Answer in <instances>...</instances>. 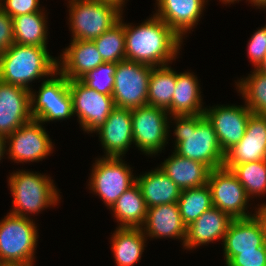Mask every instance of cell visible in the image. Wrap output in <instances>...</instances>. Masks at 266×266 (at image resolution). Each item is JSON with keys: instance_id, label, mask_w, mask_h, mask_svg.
I'll return each mask as SVG.
<instances>
[{"instance_id": "1", "label": "cell", "mask_w": 266, "mask_h": 266, "mask_svg": "<svg viewBox=\"0 0 266 266\" xmlns=\"http://www.w3.org/2000/svg\"><path fill=\"white\" fill-rule=\"evenodd\" d=\"M126 60L153 67L175 60L182 39L159 17L153 15L139 26L124 23Z\"/></svg>"}, {"instance_id": "2", "label": "cell", "mask_w": 266, "mask_h": 266, "mask_svg": "<svg viewBox=\"0 0 266 266\" xmlns=\"http://www.w3.org/2000/svg\"><path fill=\"white\" fill-rule=\"evenodd\" d=\"M176 123L174 152L205 164L210 170L223 167V152L212 124L204 114L170 116Z\"/></svg>"}, {"instance_id": "3", "label": "cell", "mask_w": 266, "mask_h": 266, "mask_svg": "<svg viewBox=\"0 0 266 266\" xmlns=\"http://www.w3.org/2000/svg\"><path fill=\"white\" fill-rule=\"evenodd\" d=\"M58 71V59L52 57L47 47L13 43L0 54V80L23 87L29 91L30 82Z\"/></svg>"}, {"instance_id": "4", "label": "cell", "mask_w": 266, "mask_h": 266, "mask_svg": "<svg viewBox=\"0 0 266 266\" xmlns=\"http://www.w3.org/2000/svg\"><path fill=\"white\" fill-rule=\"evenodd\" d=\"M8 181L13 196L10 214L28 217L29 213L37 214L59 201L60 195L49 176L19 170L12 173Z\"/></svg>"}, {"instance_id": "5", "label": "cell", "mask_w": 266, "mask_h": 266, "mask_svg": "<svg viewBox=\"0 0 266 266\" xmlns=\"http://www.w3.org/2000/svg\"><path fill=\"white\" fill-rule=\"evenodd\" d=\"M37 232L30 217L8 213L0 221V262L9 266L33 265Z\"/></svg>"}, {"instance_id": "6", "label": "cell", "mask_w": 266, "mask_h": 266, "mask_svg": "<svg viewBox=\"0 0 266 266\" xmlns=\"http://www.w3.org/2000/svg\"><path fill=\"white\" fill-rule=\"evenodd\" d=\"M69 22L72 39L91 40L116 24L122 10L112 3L99 0H69Z\"/></svg>"}, {"instance_id": "7", "label": "cell", "mask_w": 266, "mask_h": 266, "mask_svg": "<svg viewBox=\"0 0 266 266\" xmlns=\"http://www.w3.org/2000/svg\"><path fill=\"white\" fill-rule=\"evenodd\" d=\"M37 93L30 91L33 119L47 123L66 120L74 115L69 80L60 72L56 71L50 79H45Z\"/></svg>"}, {"instance_id": "8", "label": "cell", "mask_w": 266, "mask_h": 266, "mask_svg": "<svg viewBox=\"0 0 266 266\" xmlns=\"http://www.w3.org/2000/svg\"><path fill=\"white\" fill-rule=\"evenodd\" d=\"M133 142L145 155H156L168 143V112L152 105L131 109Z\"/></svg>"}, {"instance_id": "9", "label": "cell", "mask_w": 266, "mask_h": 266, "mask_svg": "<svg viewBox=\"0 0 266 266\" xmlns=\"http://www.w3.org/2000/svg\"><path fill=\"white\" fill-rule=\"evenodd\" d=\"M152 68L153 66L128 60L117 63L112 92L115 107L133 109L147 104Z\"/></svg>"}, {"instance_id": "10", "label": "cell", "mask_w": 266, "mask_h": 266, "mask_svg": "<svg viewBox=\"0 0 266 266\" xmlns=\"http://www.w3.org/2000/svg\"><path fill=\"white\" fill-rule=\"evenodd\" d=\"M121 158L102 157L92 168L90 190L100 196L107 207L111 208L117 199L136 183V176Z\"/></svg>"}, {"instance_id": "11", "label": "cell", "mask_w": 266, "mask_h": 266, "mask_svg": "<svg viewBox=\"0 0 266 266\" xmlns=\"http://www.w3.org/2000/svg\"><path fill=\"white\" fill-rule=\"evenodd\" d=\"M73 113L84 131L95 133L115 108L113 97L90 89L81 80H69Z\"/></svg>"}, {"instance_id": "12", "label": "cell", "mask_w": 266, "mask_h": 266, "mask_svg": "<svg viewBox=\"0 0 266 266\" xmlns=\"http://www.w3.org/2000/svg\"><path fill=\"white\" fill-rule=\"evenodd\" d=\"M207 184L211 190L213 207L224 211L232 219L256 215L246 212L250 198L231 170L225 167L210 170Z\"/></svg>"}, {"instance_id": "13", "label": "cell", "mask_w": 266, "mask_h": 266, "mask_svg": "<svg viewBox=\"0 0 266 266\" xmlns=\"http://www.w3.org/2000/svg\"><path fill=\"white\" fill-rule=\"evenodd\" d=\"M6 154L16 163L36 162L44 159L53 151L52 140H50L42 122L32 119L23 124L16 131L6 137Z\"/></svg>"}, {"instance_id": "14", "label": "cell", "mask_w": 266, "mask_h": 266, "mask_svg": "<svg viewBox=\"0 0 266 266\" xmlns=\"http://www.w3.org/2000/svg\"><path fill=\"white\" fill-rule=\"evenodd\" d=\"M252 113L246 105H216L204 109V116L212 124L224 153L243 138Z\"/></svg>"}, {"instance_id": "15", "label": "cell", "mask_w": 266, "mask_h": 266, "mask_svg": "<svg viewBox=\"0 0 266 266\" xmlns=\"http://www.w3.org/2000/svg\"><path fill=\"white\" fill-rule=\"evenodd\" d=\"M266 160V116L252 113L243 138L225 153L223 167Z\"/></svg>"}, {"instance_id": "16", "label": "cell", "mask_w": 266, "mask_h": 266, "mask_svg": "<svg viewBox=\"0 0 266 266\" xmlns=\"http://www.w3.org/2000/svg\"><path fill=\"white\" fill-rule=\"evenodd\" d=\"M32 119L30 91L0 80V134L7 137Z\"/></svg>"}, {"instance_id": "17", "label": "cell", "mask_w": 266, "mask_h": 266, "mask_svg": "<svg viewBox=\"0 0 266 266\" xmlns=\"http://www.w3.org/2000/svg\"><path fill=\"white\" fill-rule=\"evenodd\" d=\"M264 242L265 228L257 214L250 218L233 219L223 240L225 264L241 252L256 251L264 246Z\"/></svg>"}, {"instance_id": "18", "label": "cell", "mask_w": 266, "mask_h": 266, "mask_svg": "<svg viewBox=\"0 0 266 266\" xmlns=\"http://www.w3.org/2000/svg\"><path fill=\"white\" fill-rule=\"evenodd\" d=\"M95 132L99 135L105 157H123L134 143L131 109L115 107L105 123Z\"/></svg>"}, {"instance_id": "19", "label": "cell", "mask_w": 266, "mask_h": 266, "mask_svg": "<svg viewBox=\"0 0 266 266\" xmlns=\"http://www.w3.org/2000/svg\"><path fill=\"white\" fill-rule=\"evenodd\" d=\"M70 44L60 55V61L58 58V72L68 80H80L90 70L105 63L94 41L71 39Z\"/></svg>"}, {"instance_id": "20", "label": "cell", "mask_w": 266, "mask_h": 266, "mask_svg": "<svg viewBox=\"0 0 266 266\" xmlns=\"http://www.w3.org/2000/svg\"><path fill=\"white\" fill-rule=\"evenodd\" d=\"M207 0H156L154 15L163 20L181 39L202 16Z\"/></svg>"}, {"instance_id": "21", "label": "cell", "mask_w": 266, "mask_h": 266, "mask_svg": "<svg viewBox=\"0 0 266 266\" xmlns=\"http://www.w3.org/2000/svg\"><path fill=\"white\" fill-rule=\"evenodd\" d=\"M141 228L146 237L181 239L182 245L187 235V226L180 216L177 203L148 208L146 220Z\"/></svg>"}, {"instance_id": "22", "label": "cell", "mask_w": 266, "mask_h": 266, "mask_svg": "<svg viewBox=\"0 0 266 266\" xmlns=\"http://www.w3.org/2000/svg\"><path fill=\"white\" fill-rule=\"evenodd\" d=\"M232 220L224 211L212 206L187 226V235L183 247L192 250L197 246L213 243L217 239H221L223 242Z\"/></svg>"}, {"instance_id": "23", "label": "cell", "mask_w": 266, "mask_h": 266, "mask_svg": "<svg viewBox=\"0 0 266 266\" xmlns=\"http://www.w3.org/2000/svg\"><path fill=\"white\" fill-rule=\"evenodd\" d=\"M181 190L206 185L210 169L175 152L159 167Z\"/></svg>"}, {"instance_id": "24", "label": "cell", "mask_w": 266, "mask_h": 266, "mask_svg": "<svg viewBox=\"0 0 266 266\" xmlns=\"http://www.w3.org/2000/svg\"><path fill=\"white\" fill-rule=\"evenodd\" d=\"M147 208L177 203L181 189L159 168L136 177Z\"/></svg>"}, {"instance_id": "25", "label": "cell", "mask_w": 266, "mask_h": 266, "mask_svg": "<svg viewBox=\"0 0 266 266\" xmlns=\"http://www.w3.org/2000/svg\"><path fill=\"white\" fill-rule=\"evenodd\" d=\"M197 77L190 72H176V86L171 102V116L204 114Z\"/></svg>"}, {"instance_id": "26", "label": "cell", "mask_w": 266, "mask_h": 266, "mask_svg": "<svg viewBox=\"0 0 266 266\" xmlns=\"http://www.w3.org/2000/svg\"><path fill=\"white\" fill-rule=\"evenodd\" d=\"M111 237L112 252L117 266H133L144 252L147 238L142 228L118 227Z\"/></svg>"}, {"instance_id": "27", "label": "cell", "mask_w": 266, "mask_h": 266, "mask_svg": "<svg viewBox=\"0 0 266 266\" xmlns=\"http://www.w3.org/2000/svg\"><path fill=\"white\" fill-rule=\"evenodd\" d=\"M118 227L141 228L146 220L147 206L139 186L135 183L111 207Z\"/></svg>"}, {"instance_id": "28", "label": "cell", "mask_w": 266, "mask_h": 266, "mask_svg": "<svg viewBox=\"0 0 266 266\" xmlns=\"http://www.w3.org/2000/svg\"><path fill=\"white\" fill-rule=\"evenodd\" d=\"M43 11L12 18L14 43L47 47V18Z\"/></svg>"}, {"instance_id": "29", "label": "cell", "mask_w": 266, "mask_h": 266, "mask_svg": "<svg viewBox=\"0 0 266 266\" xmlns=\"http://www.w3.org/2000/svg\"><path fill=\"white\" fill-rule=\"evenodd\" d=\"M175 86L176 71L168 65L153 67L148 85L147 104L162 108L171 115Z\"/></svg>"}, {"instance_id": "30", "label": "cell", "mask_w": 266, "mask_h": 266, "mask_svg": "<svg viewBox=\"0 0 266 266\" xmlns=\"http://www.w3.org/2000/svg\"><path fill=\"white\" fill-rule=\"evenodd\" d=\"M177 204L184 224L189 226L213 206L209 185L183 189Z\"/></svg>"}, {"instance_id": "31", "label": "cell", "mask_w": 266, "mask_h": 266, "mask_svg": "<svg viewBox=\"0 0 266 266\" xmlns=\"http://www.w3.org/2000/svg\"><path fill=\"white\" fill-rule=\"evenodd\" d=\"M120 20L101 36L94 39V43L106 63H118L126 60L124 23Z\"/></svg>"}, {"instance_id": "32", "label": "cell", "mask_w": 266, "mask_h": 266, "mask_svg": "<svg viewBox=\"0 0 266 266\" xmlns=\"http://www.w3.org/2000/svg\"><path fill=\"white\" fill-rule=\"evenodd\" d=\"M245 105L255 114L266 116V75L255 68L252 74L236 82Z\"/></svg>"}, {"instance_id": "33", "label": "cell", "mask_w": 266, "mask_h": 266, "mask_svg": "<svg viewBox=\"0 0 266 266\" xmlns=\"http://www.w3.org/2000/svg\"><path fill=\"white\" fill-rule=\"evenodd\" d=\"M230 170L242 184L249 198L266 194V160L237 164Z\"/></svg>"}, {"instance_id": "34", "label": "cell", "mask_w": 266, "mask_h": 266, "mask_svg": "<svg viewBox=\"0 0 266 266\" xmlns=\"http://www.w3.org/2000/svg\"><path fill=\"white\" fill-rule=\"evenodd\" d=\"M117 63H103L97 68L90 70L80 80L90 89L105 95L112 96L114 87V74Z\"/></svg>"}, {"instance_id": "35", "label": "cell", "mask_w": 266, "mask_h": 266, "mask_svg": "<svg viewBox=\"0 0 266 266\" xmlns=\"http://www.w3.org/2000/svg\"><path fill=\"white\" fill-rule=\"evenodd\" d=\"M248 58L252 62L255 69L266 57V28L263 26L261 29L255 31L248 42Z\"/></svg>"}, {"instance_id": "36", "label": "cell", "mask_w": 266, "mask_h": 266, "mask_svg": "<svg viewBox=\"0 0 266 266\" xmlns=\"http://www.w3.org/2000/svg\"><path fill=\"white\" fill-rule=\"evenodd\" d=\"M39 1L40 0H0V8L11 18H14L19 15L41 11L42 9L39 7Z\"/></svg>"}, {"instance_id": "37", "label": "cell", "mask_w": 266, "mask_h": 266, "mask_svg": "<svg viewBox=\"0 0 266 266\" xmlns=\"http://www.w3.org/2000/svg\"><path fill=\"white\" fill-rule=\"evenodd\" d=\"M226 266H266L265 245L256 251L241 252L235 255Z\"/></svg>"}, {"instance_id": "38", "label": "cell", "mask_w": 266, "mask_h": 266, "mask_svg": "<svg viewBox=\"0 0 266 266\" xmlns=\"http://www.w3.org/2000/svg\"><path fill=\"white\" fill-rule=\"evenodd\" d=\"M14 43L12 18L0 8V54Z\"/></svg>"}, {"instance_id": "39", "label": "cell", "mask_w": 266, "mask_h": 266, "mask_svg": "<svg viewBox=\"0 0 266 266\" xmlns=\"http://www.w3.org/2000/svg\"><path fill=\"white\" fill-rule=\"evenodd\" d=\"M258 206L260 207L255 209V210H258V211H255V213L262 220L265 231H266V204H261Z\"/></svg>"}, {"instance_id": "40", "label": "cell", "mask_w": 266, "mask_h": 266, "mask_svg": "<svg viewBox=\"0 0 266 266\" xmlns=\"http://www.w3.org/2000/svg\"><path fill=\"white\" fill-rule=\"evenodd\" d=\"M6 148V137L0 134V160L4 157V154L7 151Z\"/></svg>"}, {"instance_id": "41", "label": "cell", "mask_w": 266, "mask_h": 266, "mask_svg": "<svg viewBox=\"0 0 266 266\" xmlns=\"http://www.w3.org/2000/svg\"><path fill=\"white\" fill-rule=\"evenodd\" d=\"M99 1H102V2H107V3H112L114 4L115 6H117L120 10L123 11V5L125 3L126 0H99Z\"/></svg>"}, {"instance_id": "42", "label": "cell", "mask_w": 266, "mask_h": 266, "mask_svg": "<svg viewBox=\"0 0 266 266\" xmlns=\"http://www.w3.org/2000/svg\"><path fill=\"white\" fill-rule=\"evenodd\" d=\"M257 71H259L262 74L266 75V57L262 60V62L258 65L256 68Z\"/></svg>"}, {"instance_id": "43", "label": "cell", "mask_w": 266, "mask_h": 266, "mask_svg": "<svg viewBox=\"0 0 266 266\" xmlns=\"http://www.w3.org/2000/svg\"><path fill=\"white\" fill-rule=\"evenodd\" d=\"M220 1H222L224 4L234 3V1H238L239 2V0H220ZM247 1L251 2V0H247Z\"/></svg>"}, {"instance_id": "44", "label": "cell", "mask_w": 266, "mask_h": 266, "mask_svg": "<svg viewBox=\"0 0 266 266\" xmlns=\"http://www.w3.org/2000/svg\"><path fill=\"white\" fill-rule=\"evenodd\" d=\"M259 8H263V9H265V8H266V5L261 6V7H259ZM264 27L266 28V25H265Z\"/></svg>"}, {"instance_id": "45", "label": "cell", "mask_w": 266, "mask_h": 266, "mask_svg": "<svg viewBox=\"0 0 266 266\" xmlns=\"http://www.w3.org/2000/svg\"><path fill=\"white\" fill-rule=\"evenodd\" d=\"M264 245L266 247V231H265V242H264Z\"/></svg>"}, {"instance_id": "46", "label": "cell", "mask_w": 266, "mask_h": 266, "mask_svg": "<svg viewBox=\"0 0 266 266\" xmlns=\"http://www.w3.org/2000/svg\"><path fill=\"white\" fill-rule=\"evenodd\" d=\"M0 266H9V265H6V264H3V263L0 262Z\"/></svg>"}]
</instances>
